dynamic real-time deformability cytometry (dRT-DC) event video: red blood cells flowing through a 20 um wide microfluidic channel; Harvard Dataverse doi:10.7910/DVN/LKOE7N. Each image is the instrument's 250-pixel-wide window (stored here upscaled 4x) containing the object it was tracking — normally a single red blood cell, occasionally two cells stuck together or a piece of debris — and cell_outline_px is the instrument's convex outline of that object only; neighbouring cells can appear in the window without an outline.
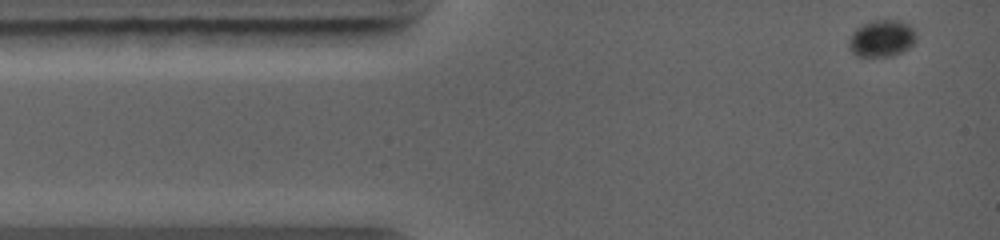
{"species": "common noctule bat (a hibernating species)", "species_latin": "Nyctalus noctula", "temperature_condition": "warm", "stored_images_in_passage": 6, "camera_frame_rate_fps": 5000, "um_per_image_px": 0.085, "animal": {"sex": "female", "body_mass_g": 19.0, "forearm_length_mm": 56.7}, "frame": {"image": 1, "passage_image": 1, "time_ms": 0.0, "image_size_px": [1000, 240], "cell_outline_px": [[916, 40], [908, 48], [892, 56], [856, 56], [848, 48], [848, 40], [852, 32], [856, 28], [872, 20], [900, 20], [908, 24], [916, 32]], "centroid_in_image_um": [74.92, 3.26], "position_along_channel_um": 10.1, "area_um2": 14.51}}
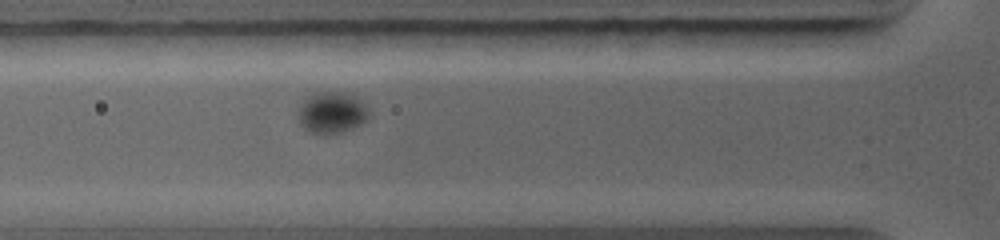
{"frame": {"image": 2, "passage_image": 5, "time_ms": 3.6, "image_size_px": [1000, 240], "cell_outline_px": [[368, 116], [364, 120], [352, 128], [340, 132], [312, 132], [304, 128], [300, 124], [300, 104], [308, 96], [320, 92], [344, 92], [356, 96], [368, 112]], "centroid_in_image_um": [28.18, 9.54], "position_along_channel_um": 97.6, "area_um2": 16.24}}
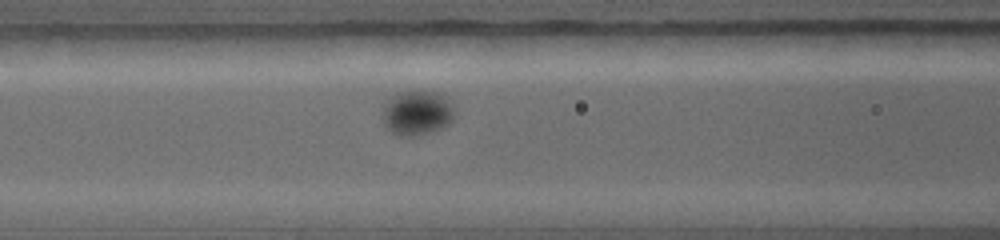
{"frame": {"image": 3, "passage_image": 6, "time_ms": 4.4, "image_size_px": [1000, 240], "cell_outline_px": [[452, 120], [448, 124], [432, 132], [416, 136], [400, 136], [384, 128], [384, 104], [392, 96], [400, 92], [436, 92], [448, 100], [452, 104]], "centroid_in_image_um": [35.42, 9.63], "position_along_channel_um": 131.2, "area_um2": 18.38}}